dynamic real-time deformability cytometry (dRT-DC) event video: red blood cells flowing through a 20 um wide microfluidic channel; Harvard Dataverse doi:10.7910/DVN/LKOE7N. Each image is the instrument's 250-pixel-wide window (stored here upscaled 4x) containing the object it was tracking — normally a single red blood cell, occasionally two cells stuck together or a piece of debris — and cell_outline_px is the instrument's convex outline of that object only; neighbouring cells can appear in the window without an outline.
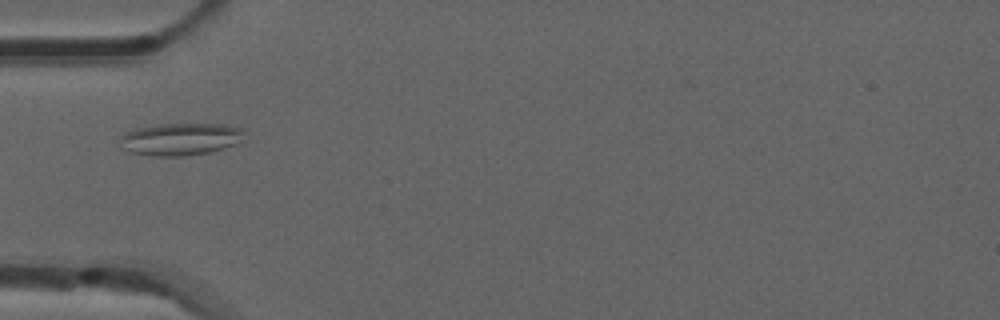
{"species": "common noctule bat (a hibernating species)", "species_latin": "Nyctalus noctula", "temperature_condition": "room temperature", "stored_images_in_passage": 31, "camera_frame_rate_fps": 3000, "um_per_image_px": 0.085, "animal": {"sex": "male", "forearm_length_mm": 52.5}, "frame": {"image": 1, "passage_image": 1, "time_ms": 0.0, "image_size_px": [1000, 320], "cell_outline_px": [[244, 132], [236, 144], [224, 148], [208, 152], [184, 156], [156, 156], [128, 152], [120, 148], [120, 136], [124, 132], [136, 128], [156, 124], [224, 124], [244, 128]], "centroid_in_image_um": [15.27, 11.82], "position_along_channel_um": 69.7, "area_um2": 23.58}}
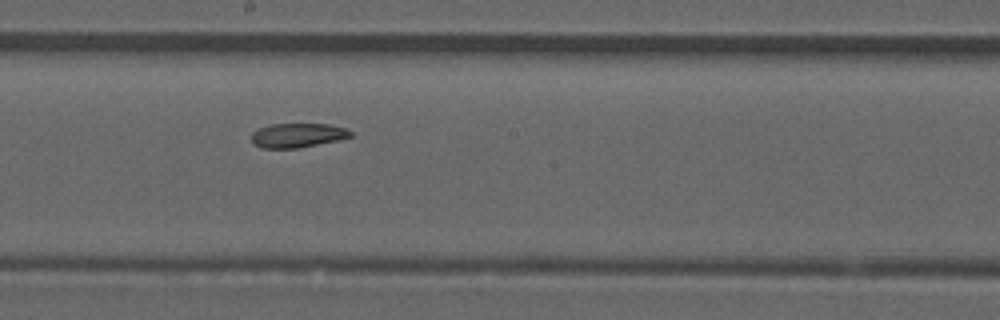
{"frame": {"image": 2, "passage_image": 13, "time_ms": 4.0, "image_size_px": [1000, 320], "cell_outline_px": [[352, 136], [336, 140], [296, 148], [260, 148], [252, 140], [252, 132], [260, 128], [272, 124], [328, 124], [344, 128], [352, 132]], "centroid_in_image_um": [25.27, 11.49], "position_along_channel_um": 222.9, "area_um2": 13.7}}
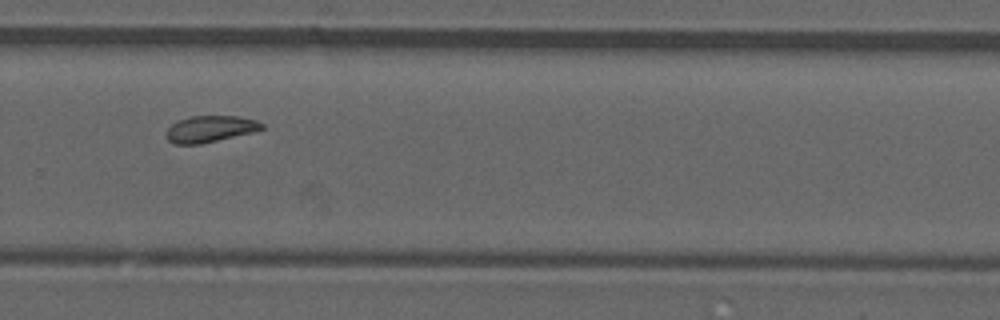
{"frame": {"image": 3, "passage_image": 20, "time_ms": 6.333, "image_size_px": [1000, 320], "cell_outline_px": [[264, 128], [256, 132], [200, 144], [176, 144], [168, 140], [164, 136], [168, 128], [172, 124], [180, 120], [192, 116], [236, 116], [256, 120], [264, 124]], "centroid_in_image_um": [17.88, 10.97], "position_along_channel_um": 311.9, "area_um2": 14.8}, "authors_computed_cell_mechanics": {"area_um2": 15.317, "velocity_mm_per_s": 3.8308, "shape_relaxation_time_tau1_ms": null, "shape_relaxation_time_tau2_ms": 7.2604, "deformation_change_tau1": null, "deformation_change_tau2": 0.1184}}